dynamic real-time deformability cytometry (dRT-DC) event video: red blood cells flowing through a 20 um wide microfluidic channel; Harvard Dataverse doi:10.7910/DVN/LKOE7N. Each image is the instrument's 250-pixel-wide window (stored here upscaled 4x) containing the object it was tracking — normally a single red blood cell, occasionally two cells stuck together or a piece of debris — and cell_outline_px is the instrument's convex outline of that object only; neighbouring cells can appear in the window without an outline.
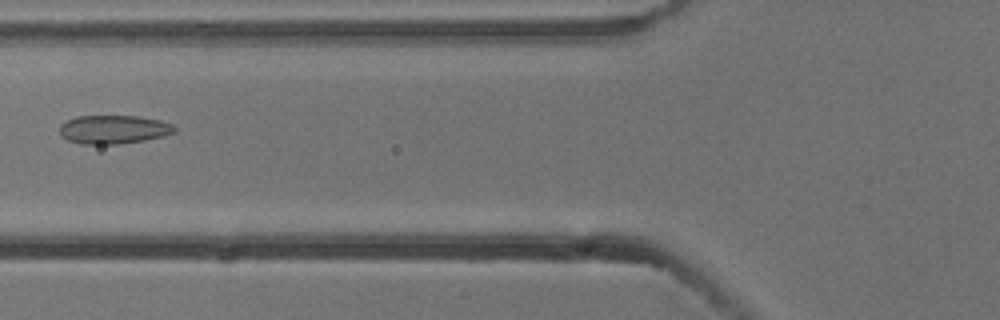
{"species": "common noctule bat (a hibernating species)", "species_latin": "Nyctalus noctula", "temperature_condition": "cold", "stored_images_in_passage": 7, "camera_frame_rate_fps": 3000, "um_per_image_px": 0.085, "animal": {"sex": "male", "body_mass_g": 13.3}, "frame": {"image": 1, "passage_image": 6, "time_ms": 1.667, "image_size_px": [1000, 320], "cell_outline_px": [[176, 132], [164, 136], [144, 140], [116, 144], [80, 144], [68, 140], [60, 132], [60, 124], [76, 116], [140, 116], [160, 120], [172, 124], [176, 128]], "centroid_in_image_um": [9.68, 11.0], "position_along_channel_um": 116.1, "area_um2": 19.13}}
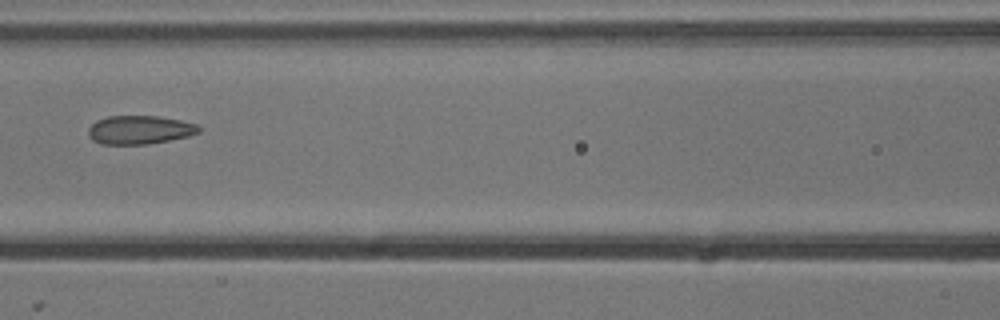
{"frame": {"image": 2, "passage_image": 7, "time_ms": 2.0, "image_size_px": [1000, 320], "cell_outline_px": [[200, 132], [188, 136], [148, 144], [100, 144], [92, 140], [88, 136], [88, 128], [96, 120], [108, 116], [156, 116], [180, 120], [196, 124], [200, 128]], "centroid_in_image_um": [11.83, 11.04], "position_along_channel_um": 154.8, "area_um2": 18.38}}